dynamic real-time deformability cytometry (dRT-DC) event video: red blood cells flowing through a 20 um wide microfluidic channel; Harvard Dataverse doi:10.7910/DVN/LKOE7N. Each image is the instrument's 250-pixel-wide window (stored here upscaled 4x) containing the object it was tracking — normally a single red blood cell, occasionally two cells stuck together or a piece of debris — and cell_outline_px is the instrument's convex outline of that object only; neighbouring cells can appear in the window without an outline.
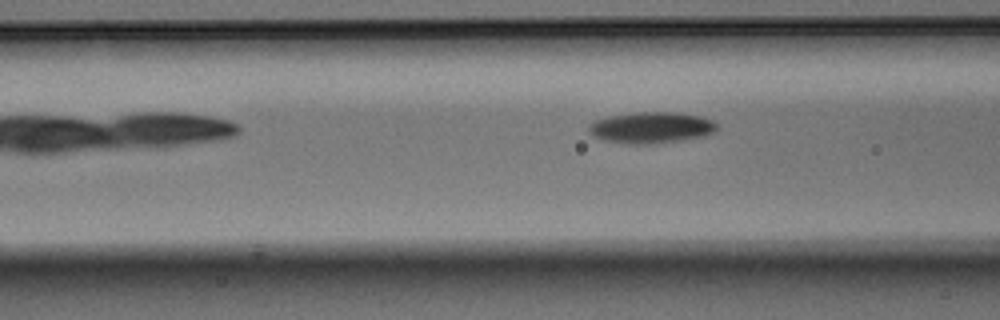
{"species": "Egyptian fruit bat (a non-hibernating species)", "species_latin": "Rousettus aegyptiacus", "temperature_condition": "warm", "stored_images_in_passage": 10, "camera_frame_rate_fps": 3000, "um_per_image_px": 0.085, "animal": {"sex": "male"}, "frame": {"image": 1, "passage_image": 6, "time_ms": 1.667, "image_size_px": [1000, 320], "cell_outline_px": [[720, 128], [716, 132], [704, 136], [684, 140], [656, 144], [628, 144], [604, 140], [592, 136], [588, 128], [588, 124], [596, 120], [608, 116], [636, 112], [672, 112], [700, 116], [712, 120]], "centroid_in_image_um": [55.37, 10.85], "position_along_channel_um": 111.2, "area_um2": 23.64}}
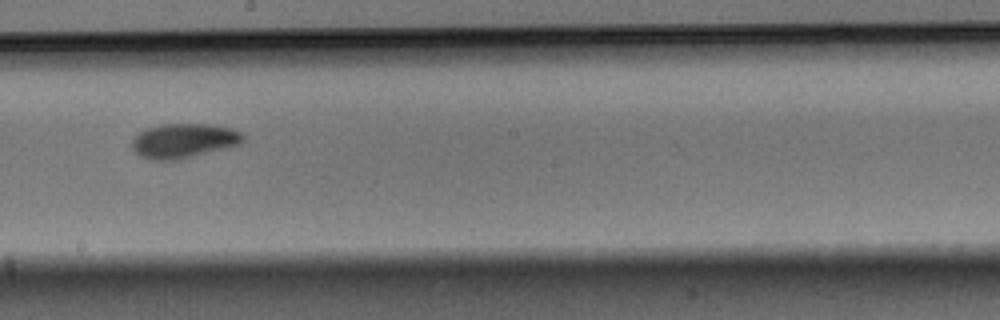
{"frame": {"image": 2, "passage_image": 9, "time_ms": 2.667, "image_size_px": [1000, 320], "cell_outline_px": [[244, 140], [240, 144], [228, 148], [180, 160], [148, 160], [140, 156], [132, 148], [132, 140], [144, 128], [160, 124], [212, 124], [232, 128], [240, 132], [244, 136]], "centroid_in_image_um": [15.63, 11.97], "position_along_channel_um": 232.6, "area_um2": 22.72}}
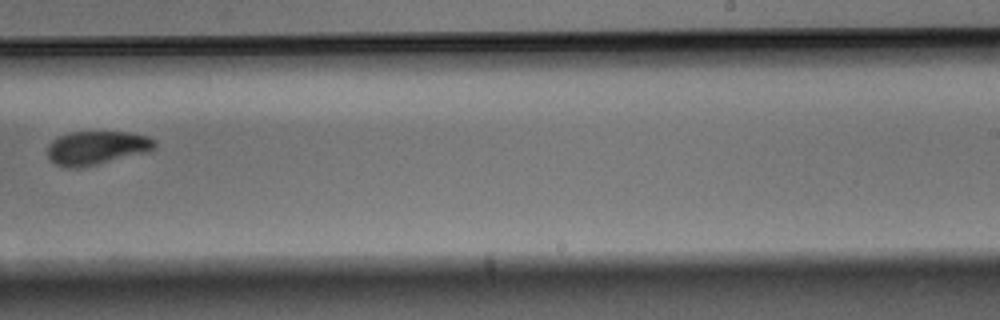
{"frame": {"image": 3, "passage_image": 10, "time_ms": 3.0, "image_size_px": [1000, 320], "cell_outline_px": [[156, 148], [148, 152], [96, 164], [72, 168], [68, 168], [56, 164], [48, 156], [48, 144], [52, 140], [68, 132], [128, 132], [148, 136], [156, 140]], "centroid_in_image_um": [8.25, 12.55], "position_along_channel_um": 280.8, "area_um2": 20.92}}